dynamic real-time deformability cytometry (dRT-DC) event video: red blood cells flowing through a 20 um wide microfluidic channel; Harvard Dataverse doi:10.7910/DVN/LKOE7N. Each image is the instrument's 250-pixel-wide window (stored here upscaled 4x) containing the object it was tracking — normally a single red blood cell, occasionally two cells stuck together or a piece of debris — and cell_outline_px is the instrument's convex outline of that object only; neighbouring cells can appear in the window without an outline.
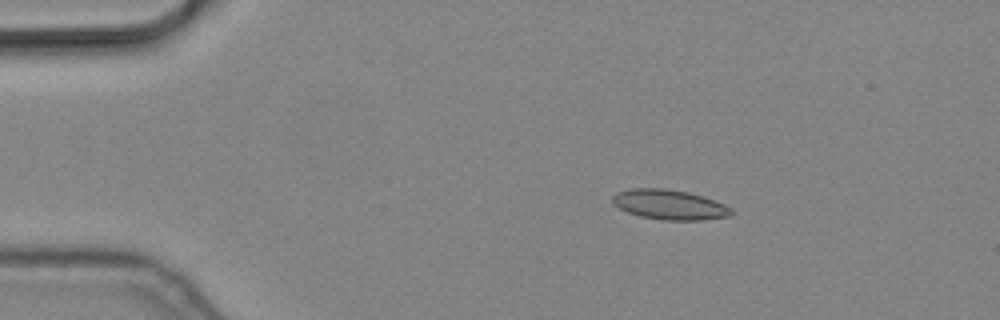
{"species": "common noctule bat (a hibernating species)", "species_latin": "Nyctalus noctula", "temperature_condition": "cold", "stored_images_in_passage": 5, "camera_frame_rate_fps": 3000, "um_per_image_px": 0.085, "animal": {"sex": "male", "body_mass_g": 19.2, "forearm_length_mm": 51.8}, "frame": {"image": 1, "passage_image": 3, "time_ms": 0.667, "image_size_px": [1000, 320], "cell_outline_px": [[732, 216], [704, 220], [664, 220], [640, 216], [628, 212], [612, 204], [612, 196], [616, 192], [632, 188], [664, 188], [688, 192], [724, 204], [732, 208]], "centroid_in_image_um": [56.89, 17.4], "position_along_channel_um": 28.1, "area_um2": 20.69}}